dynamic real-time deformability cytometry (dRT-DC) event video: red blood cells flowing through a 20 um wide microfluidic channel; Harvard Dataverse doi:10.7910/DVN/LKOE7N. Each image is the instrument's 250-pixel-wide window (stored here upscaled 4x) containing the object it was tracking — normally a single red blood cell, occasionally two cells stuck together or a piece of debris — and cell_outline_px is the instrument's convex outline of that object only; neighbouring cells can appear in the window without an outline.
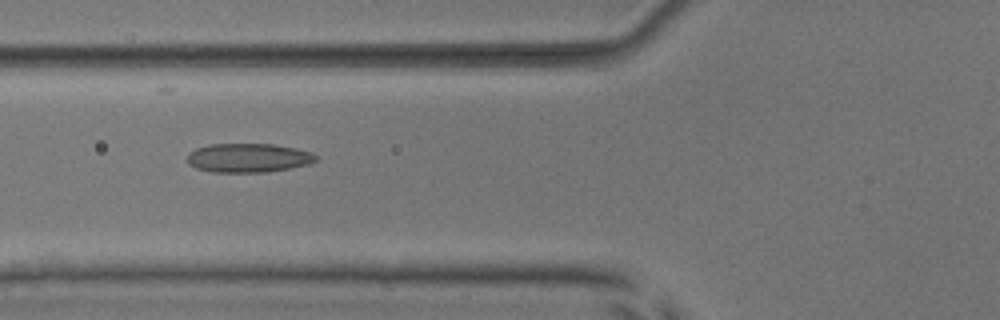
{"species": "common noctule bat (a hibernating species)", "species_latin": "Nyctalus noctula", "temperature_condition": "room temperature", "stored_images_in_passage": 5, "camera_frame_rate_fps": 3000, "um_per_image_px": 0.085, "animal": {"sex": "male", "body_mass_g": 17.9, "forearm_length_mm": 54.2}, "frame": {"image": 1, "passage_image": 2, "time_ms": 1.0, "image_size_px": [1000, 320], "cell_outline_px": [[316, 160], [308, 164], [288, 168], [264, 172], [212, 172], [196, 168], [188, 164], [188, 152], [196, 148], [208, 144], [272, 144], [296, 148], [308, 152], [316, 156]], "centroid_in_image_um": [21.04, 13.41], "position_along_channel_um": 104.8, "area_um2": 21.56}}
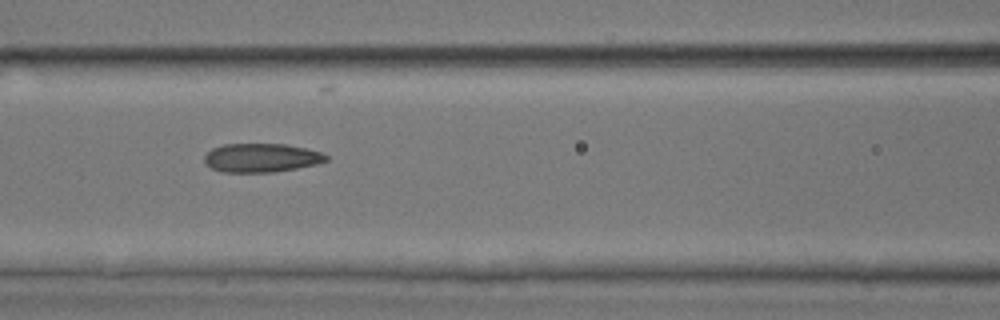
{"frame": {"image": 2, "passage_image": 3, "time_ms": 2.0, "image_size_px": [1000, 320], "cell_outline_px": [[328, 160], [316, 164], [276, 172], [224, 172], [212, 168], [204, 164], [204, 156], [212, 148], [224, 144], [284, 144], [304, 148], [320, 152], [328, 156]], "centroid_in_image_um": [22.18, 13.41], "position_along_channel_um": 144.4, "area_um2": 20.35}}